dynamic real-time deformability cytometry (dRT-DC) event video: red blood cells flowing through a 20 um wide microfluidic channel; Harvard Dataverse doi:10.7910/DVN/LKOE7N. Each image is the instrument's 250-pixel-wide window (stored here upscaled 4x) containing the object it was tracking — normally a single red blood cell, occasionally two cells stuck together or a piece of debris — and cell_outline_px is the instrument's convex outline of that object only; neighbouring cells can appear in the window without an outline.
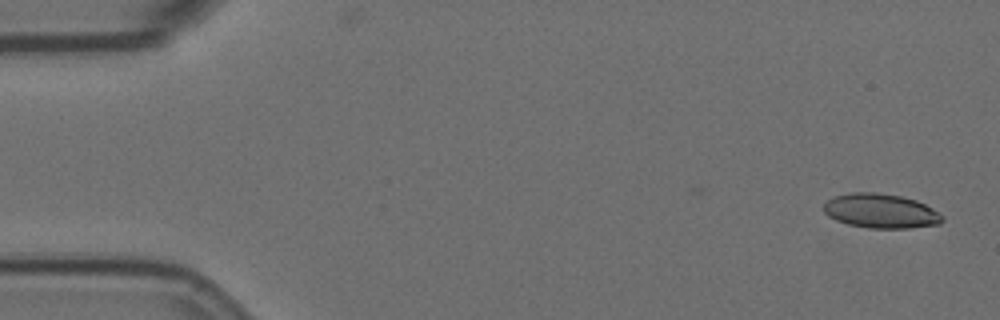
{"species": "Egyptian fruit bat (a non-hibernating species)", "species_latin": "Rousettus aegyptiacus", "temperature_condition": "room temperature", "stored_images_in_passage": 13, "camera_frame_rate_fps": 3000, "um_per_image_px": 0.085, "animal": {"sex": "female"}, "frame": {"image": 1, "passage_image": 1, "time_ms": 0.0, "image_size_px": [1000, 320], "cell_outline_px": [[944, 220], [940, 224], [912, 228], [868, 228], [848, 224], [836, 220], [828, 216], [824, 212], [824, 204], [832, 196], [848, 192], [876, 192], [900, 196], [916, 200], [932, 208], [944, 216]], "centroid_in_image_um": [74.86, 17.93], "position_along_channel_um": 10.1, "area_um2": 23.99}}